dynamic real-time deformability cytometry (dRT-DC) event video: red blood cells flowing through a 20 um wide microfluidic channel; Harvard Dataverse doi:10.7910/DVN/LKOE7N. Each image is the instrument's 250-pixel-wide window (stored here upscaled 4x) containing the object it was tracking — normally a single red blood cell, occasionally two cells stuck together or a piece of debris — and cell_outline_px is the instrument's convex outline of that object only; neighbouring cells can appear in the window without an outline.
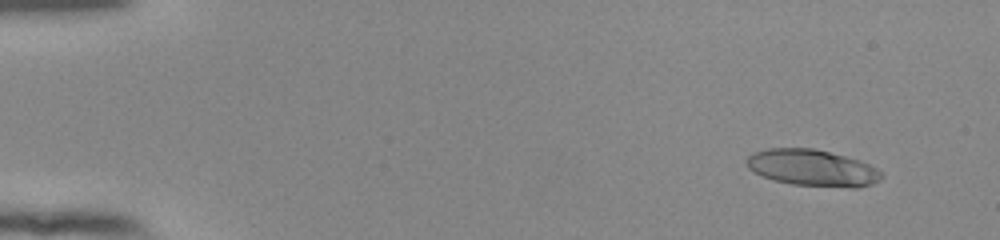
{"species": "human", "species_latin": "Homo sapiens", "temperature_condition": "room temperature", "stored_images_in_passage": 54, "camera_frame_rate_fps": 3000, "um_per_image_px": 0.085, "donor": {"sex": "female"}, "frame": {"image": 1, "passage_image": 5, "time_ms": 1.333, "image_size_px": [1000, 240], "cell_outline_px": [[884, 176], [880, 180], [872, 184], [856, 188], [852, 188], [792, 184], [772, 180], [752, 172], [748, 168], [748, 156], [752, 152], [768, 148], [812, 148], [860, 160], [876, 168]], "centroid_in_image_um": [69.04, 14.28], "position_along_channel_um": 16.0, "area_um2": 28.73}}
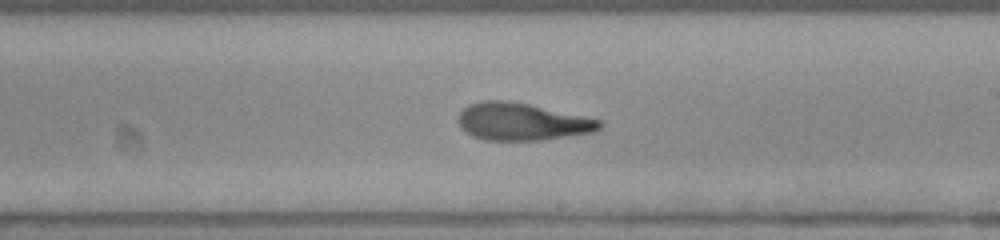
{"frame": {"image": 2, "passage_image": 33, "time_ms": 10.667, "image_size_px": [1000, 240], "cell_outline_px": [[604, 124], [600, 128], [592, 132], [540, 140], [484, 140], [472, 136], [464, 132], [460, 128], [456, 120], [460, 112], [468, 104], [480, 100], [504, 100], [528, 104], [604, 120]], "centroid_in_image_um": [44.32, 10.34], "position_along_channel_um": 244.7, "area_um2": 30.98}}
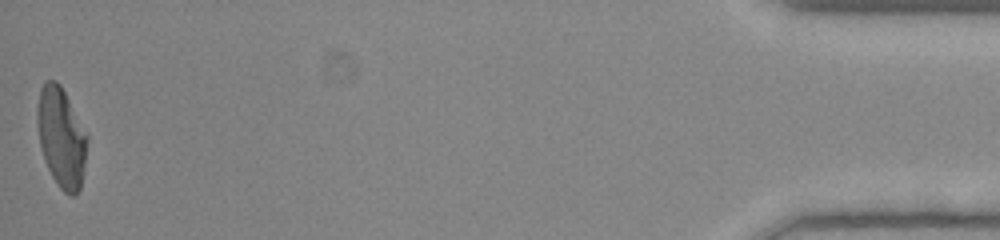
{"frame": {"image": 3, "passage_image": 54, "time_ms": 17.667, "image_size_px": [1000, 240], "cell_outline_px": [[88, 140], [80, 188], [72, 196], [68, 196], [60, 188], [52, 176], [44, 160], [40, 148], [36, 120], [36, 108], [40, 88], [44, 80], [56, 80], [60, 84], [88, 136]], "centroid_in_image_um": [5.18, 11.65], "position_along_channel_um": 430.0, "area_um2": 29.07}, "authors_computed_cell_mechanics": {"area_um2": 30.056, "velocity_mm_per_s": 3.9, "shape_relaxation_time_tau1_ms": 5.6514, "shape_relaxation_time_tau2_ms": 2.4057, "deformation_change_tau1": 0.2585, "deformation_change_tau2": 0.1161}}